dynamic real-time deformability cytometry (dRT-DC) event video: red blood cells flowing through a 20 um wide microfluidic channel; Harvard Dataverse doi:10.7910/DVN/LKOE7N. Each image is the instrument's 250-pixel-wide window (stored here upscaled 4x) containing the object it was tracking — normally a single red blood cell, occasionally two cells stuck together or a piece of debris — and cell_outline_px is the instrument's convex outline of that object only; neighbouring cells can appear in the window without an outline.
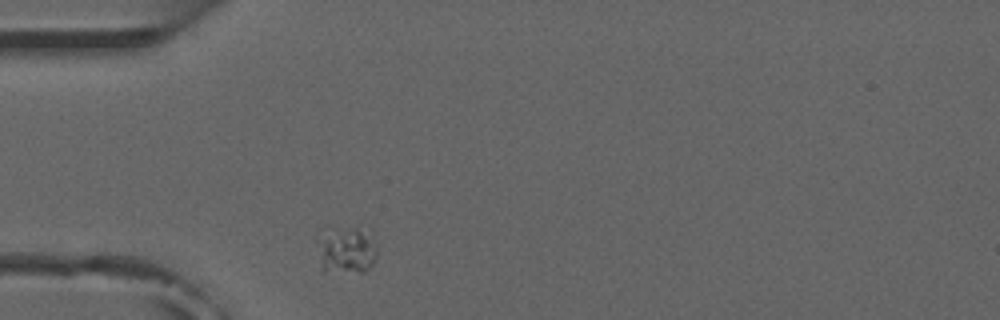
{"species": "common noctule bat (a hibernating species)", "species_latin": "Nyctalus noctula", "temperature_condition": "room temperature", "stored_images_in_passage": 1, "camera_frame_rate_fps": 3000, "um_per_image_px": 0.085, "animal": {"sex": "male", "forearm_length_mm": 52.5}, "frame": {"image": 1, "passage_image": 1, "time_ms": 0.0, "image_size_px": [1000, 320], "cell_outline_px": [[376, 256], [372, 264], [364, 272], [324, 272], [320, 268], [316, 240], [332, 224], [372, 228], [376, 244]], "centroid_in_image_um": [29.44, 21.16], "position_along_channel_um": 55.6, "area_um2": 17.8}}